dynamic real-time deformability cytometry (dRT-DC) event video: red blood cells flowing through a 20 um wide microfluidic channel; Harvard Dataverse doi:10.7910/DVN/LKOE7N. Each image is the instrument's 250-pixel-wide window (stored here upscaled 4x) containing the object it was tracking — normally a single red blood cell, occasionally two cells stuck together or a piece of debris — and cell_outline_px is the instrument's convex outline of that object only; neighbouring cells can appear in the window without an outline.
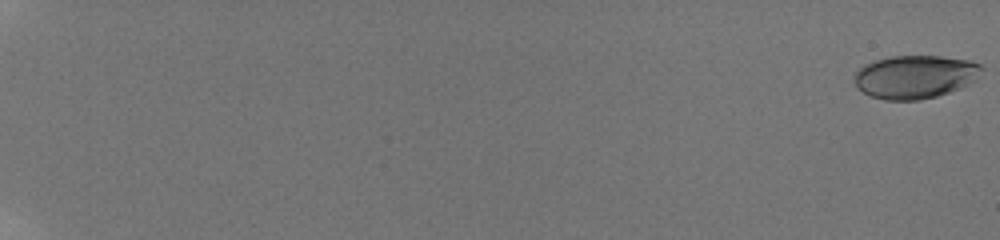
{"species": "human", "species_latin": "Homo sapiens", "temperature_condition": "room temperature", "stored_images_in_passage": 25, "camera_frame_rate_fps": 3000, "um_per_image_px": 0.085, "donor": {"sex": "male"}, "frame": {"image": 1, "passage_image": 1, "time_ms": 0.0, "image_size_px": [1000, 240], "cell_outline_px": [[984, 68], [972, 80], [948, 92], [936, 96], [920, 100], [884, 100], [872, 96], [856, 88], [852, 80], [856, 72], [864, 64], [876, 60], [892, 56], [940, 56], [972, 60], [980, 64]], "centroid_in_image_um": [77.72, 6.52], "position_along_channel_um": 7.3, "area_um2": 31.85}}
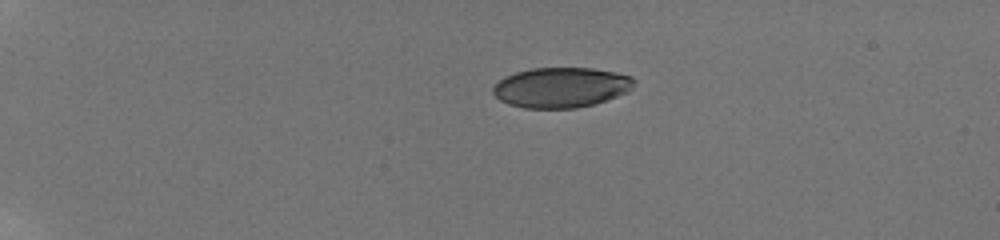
{"frame": {"image": 2, "passage_image": 15, "time_ms": 5.333, "image_size_px": [1000, 240], "cell_outline_px": [[636, 80], [632, 88], [628, 92], [596, 104], [576, 108], [524, 108], [508, 104], [500, 100], [492, 92], [492, 88], [504, 76], [516, 72], [532, 68], [592, 68], [616, 72], [632, 76]], "centroid_in_image_um": [47.72, 7.43], "position_along_channel_um": 37.3, "area_um2": 33.23}}
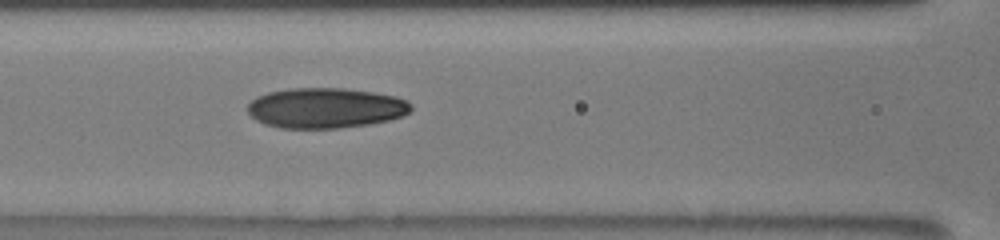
{"frame": {"image": 3, "passage_image": 25, "time_ms": 10.333, "image_size_px": [1000, 240], "cell_outline_px": [[412, 108], [404, 116], [388, 120], [368, 124], [336, 128], [280, 128], [264, 124], [256, 120], [248, 112], [248, 104], [256, 96], [268, 92], [288, 88], [344, 88], [372, 92], [396, 96], [408, 100], [412, 104]], "centroid_in_image_um": [27.67, 9.17], "position_along_channel_um": 138.9, "area_um2": 38.49}}